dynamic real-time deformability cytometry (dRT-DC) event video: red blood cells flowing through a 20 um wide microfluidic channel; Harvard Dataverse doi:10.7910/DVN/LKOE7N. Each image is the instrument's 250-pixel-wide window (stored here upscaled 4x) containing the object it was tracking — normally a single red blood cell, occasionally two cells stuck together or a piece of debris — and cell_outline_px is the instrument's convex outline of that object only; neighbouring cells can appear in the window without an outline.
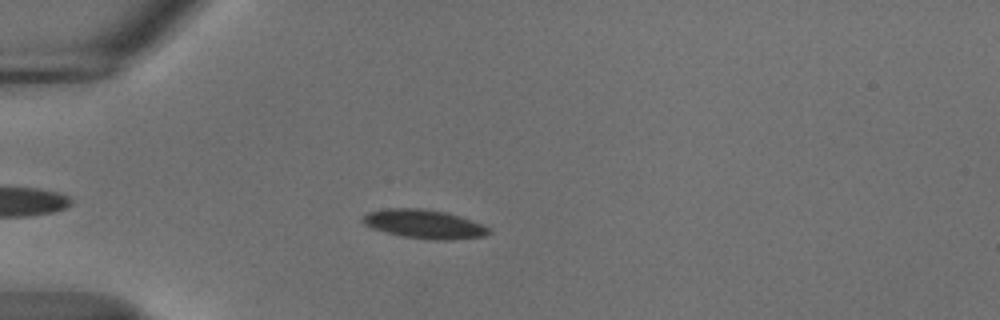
{"species": "common noctule bat (a hibernating species)", "species_latin": "Nyctalus noctula", "temperature_condition": "cold", "stored_images_in_passage": 49, "camera_frame_rate_fps": 3000, "um_per_image_px": 0.085, "animal": {"sex": "male", "body_mass_g": 18.8}, "frame": {"image": 1, "passage_image": 9, "time_ms": 2.667, "image_size_px": [1000, 320], "cell_outline_px": [[492, 232], [484, 236], [444, 240], [436, 240], [404, 236], [372, 228], [364, 224], [360, 220], [368, 212], [388, 208], [420, 208], [444, 212], [460, 216], [472, 220], [488, 228]], "centroid_in_image_um": [36.04, 19.03], "position_along_channel_um": 49.0, "area_um2": 20.81}}
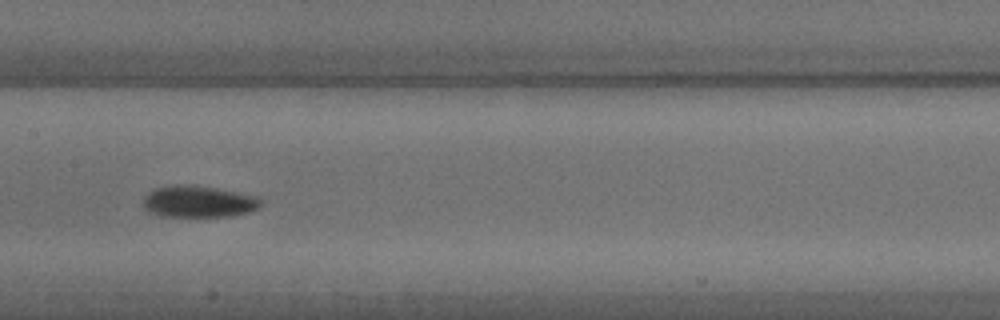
{"frame": {"image": 2, "passage_image": 22, "time_ms": 7.0, "image_size_px": [1000, 320], "cell_outline_px": [[264, 200], [260, 208], [248, 212], [228, 216], [160, 216], [148, 212], [144, 208], [144, 196], [148, 192], [156, 188], [176, 184], [180, 184], [212, 188], [236, 192], [256, 196]], "centroid_in_image_um": [16.87, 17.14], "position_along_channel_um": 190.5, "area_um2": 21.56}}
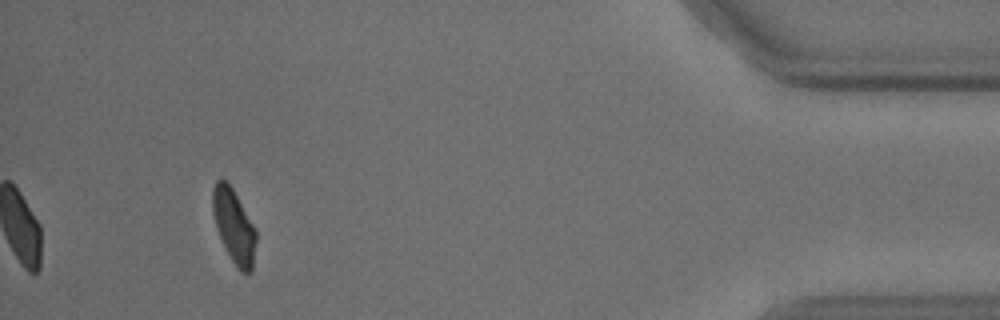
{"frame": {"image": 3, "passage_image": 45, "time_ms": 14.667, "image_size_px": [1000, 320], "cell_outline_px": [[256, 240], [252, 272], [240, 272], [236, 268], [216, 228], [212, 212], [212, 188], [216, 180], [220, 176], [232, 188], [256, 228]], "centroid_in_image_um": [19.88, 19.19], "position_along_channel_um": 415.3, "area_um2": 18.67}, "authors_computed_cell_mechanics": {"area_um2": 20.519, "velocity_mm_per_s": 3.6862, "shape_relaxation_time_tau1_ms": 3.7846, "shape_relaxation_time_tau2_ms": null, "deformation_change_tau1": 0.1076, "deformation_change_tau2": null}}